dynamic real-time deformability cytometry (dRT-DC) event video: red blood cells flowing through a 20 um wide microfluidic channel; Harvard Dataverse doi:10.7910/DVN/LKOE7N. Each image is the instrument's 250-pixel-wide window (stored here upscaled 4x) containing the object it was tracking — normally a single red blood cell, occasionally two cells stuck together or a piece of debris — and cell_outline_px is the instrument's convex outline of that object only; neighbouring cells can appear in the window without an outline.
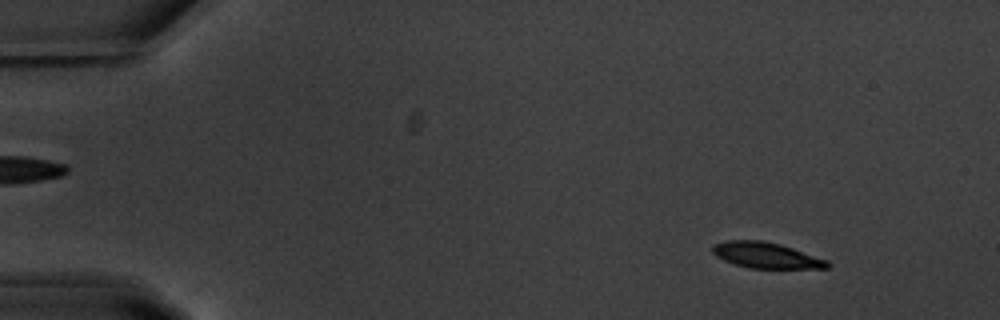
{"species": "common noctule bat (a hibernating species)", "species_latin": "Nyctalus noctula", "temperature_condition": "warm", "stored_images_in_passage": 55, "camera_frame_rate_fps": 3000, "um_per_image_px": 0.085, "animal": {"sex": "male", "body_mass_g": 20.1, "forearm_length_mm": 53.5}, "frame": {"image": 1, "passage_image": 6, "time_ms": 1.667, "image_size_px": [1000, 320], "cell_outline_px": [[832, 264], [828, 268], [748, 268], [724, 260], [716, 256], [712, 252], [712, 244], [724, 240], [764, 240], [780, 244], [828, 260]], "centroid_in_image_um": [65.1, 21.69], "position_along_channel_um": 19.9, "area_um2": 17.34}}
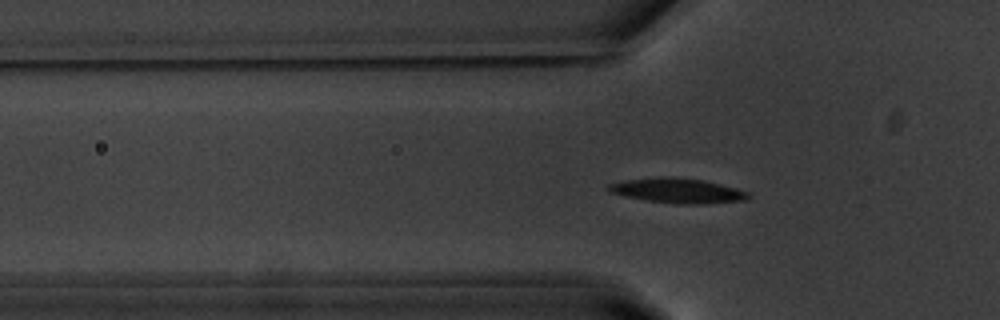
{"frame": {"image": 2, "passage_image": 18, "time_ms": 5.667, "image_size_px": [1000, 320], "cell_outline_px": [[752, 196], [748, 200], [708, 204], [676, 204], [648, 200], [624, 196], [608, 192], [608, 184], [624, 180], [668, 176], [704, 180], [720, 184], [748, 192]], "centroid_in_image_um": [57.62, 16.21], "position_along_channel_um": 68.2, "area_um2": 20.29}}
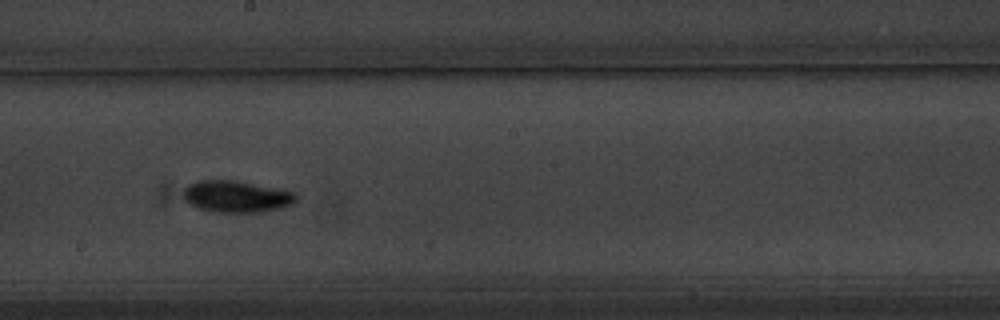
{"frame": {"image": 3, "passage_image": 31, "time_ms": 10.0, "image_size_px": [1000, 320], "cell_outline_px": [[296, 200], [292, 204], [284, 208], [256, 212], [216, 212], [200, 208], [184, 200], [184, 188], [188, 184], [200, 180], [236, 180], [296, 192]], "centroid_in_image_um": [20.12, 16.69], "position_along_channel_um": 228.1, "area_um2": 20.75}, "authors_computed_cell_mechanics": {"area_um2": 18.496, "velocity_mm_per_s": 3.6911, "shape_relaxation_time_tau1_ms": 2.657, "shape_relaxation_time_tau2_ms": null, "deformation_change_tau1": 0.1438, "deformation_change_tau2": null}}